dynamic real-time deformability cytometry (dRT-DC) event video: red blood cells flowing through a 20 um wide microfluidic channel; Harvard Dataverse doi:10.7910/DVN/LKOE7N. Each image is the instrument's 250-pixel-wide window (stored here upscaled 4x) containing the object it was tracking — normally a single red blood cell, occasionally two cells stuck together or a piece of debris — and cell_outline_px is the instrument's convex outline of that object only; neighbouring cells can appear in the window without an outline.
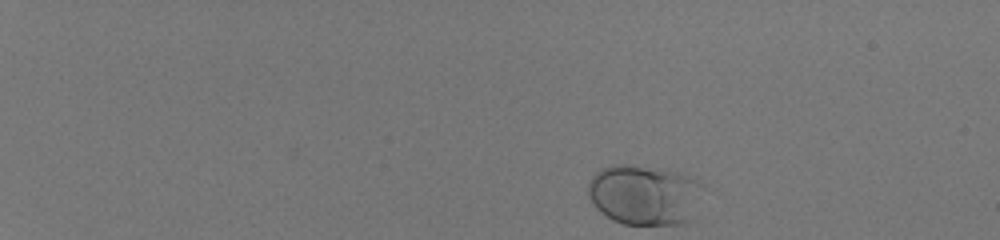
{"species": "human", "species_latin": "Homo sapiens", "temperature_condition": "room temperature", "stored_images_in_passage": 44, "camera_frame_rate_fps": 3000, "um_per_image_px": 0.085, "donor": {"sex": "male"}, "frame": {"image": 1, "passage_image": 1, "time_ms": 0.0, "image_size_px": [1000, 240], "cell_outline_px": [[700, 184], [688, 220], [680, 224], [624, 224], [612, 220], [600, 212], [596, 208], [588, 196], [588, 184], [592, 176], [600, 168], [616, 164], [628, 164], [668, 168], [680, 172], [688, 176]], "centroid_in_image_um": [54.64, 16.52], "position_along_channel_um": 30.4, "area_um2": 39.77}}
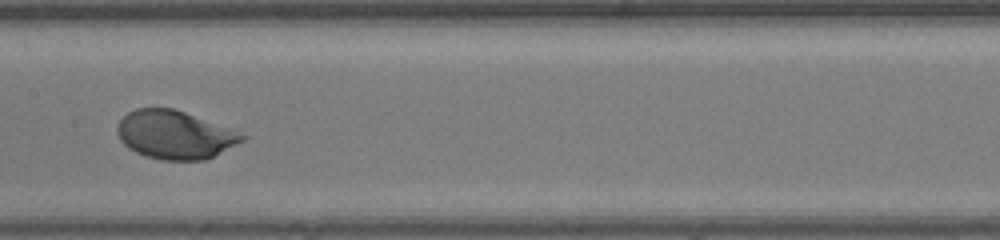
{"frame": {"image": 2, "passage_image": 24, "time_ms": 7.667, "image_size_px": [1000, 240], "cell_outline_px": [[248, 136], [244, 140], [204, 160], [160, 160], [144, 156], [128, 148], [120, 140], [116, 132], [116, 128], [120, 120], [128, 112], [136, 108], [172, 108], [232, 128]], "centroid_in_image_um": [14.84, 11.45], "position_along_channel_um": 192.6, "area_um2": 35.14}}
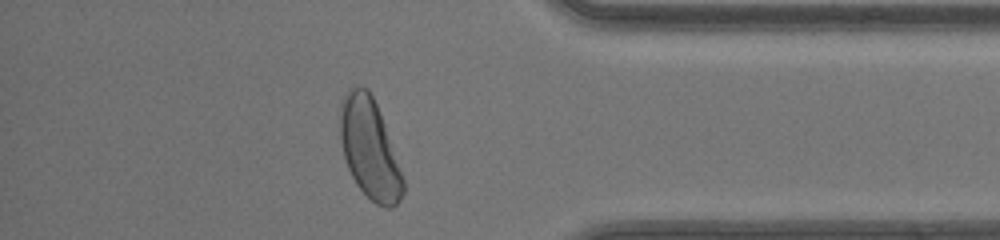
{"frame": {"image": 3, "passage_image": 40, "time_ms": 13.0, "image_size_px": [1000, 240], "cell_outline_px": [[404, 192], [400, 200], [392, 208], [388, 208], [376, 204], [356, 184], [348, 168], [344, 156], [340, 140], [340, 104], [344, 92], [348, 88], [356, 84], [368, 88], [376, 104], [384, 124], [404, 180]], "centroid_in_image_um": [31.39, 12.6], "position_along_channel_um": 403.8, "area_um2": 36.53}, "authors_computed_cell_mechanics": {"area_um2": 35.3158, "velocity_mm_per_s": 4.1352, "shape_relaxation_time_tau1_ms": 1.9542, "shape_relaxation_time_tau2_ms": null, "deformation_change_tau1": 0.1444, "deformation_change_tau2": null}}